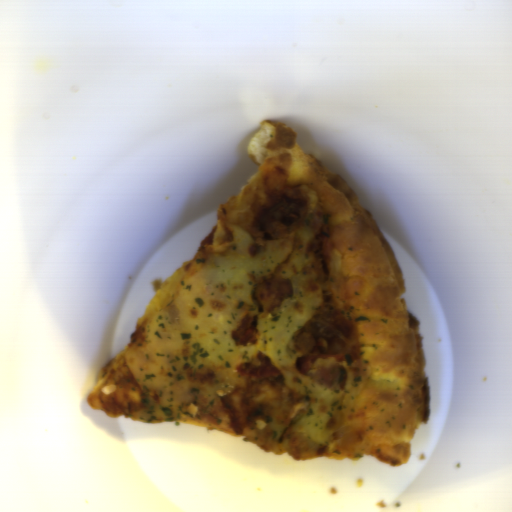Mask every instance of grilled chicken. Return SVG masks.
<instances>
[{"mask_svg":"<svg viewBox=\"0 0 512 512\" xmlns=\"http://www.w3.org/2000/svg\"><path fill=\"white\" fill-rule=\"evenodd\" d=\"M311 199L303 187L282 188L258 213L252 228L254 241L249 249L255 257L267 240L279 239L301 229L310 215Z\"/></svg>","mask_w":512,"mask_h":512,"instance_id":"3","label":"grilled chicken"},{"mask_svg":"<svg viewBox=\"0 0 512 512\" xmlns=\"http://www.w3.org/2000/svg\"><path fill=\"white\" fill-rule=\"evenodd\" d=\"M294 341L300 351L295 366L304 374L311 371L319 358L354 363L360 356L356 331L344 310L332 304L321 306L297 329Z\"/></svg>","mask_w":512,"mask_h":512,"instance_id":"1","label":"grilled chicken"},{"mask_svg":"<svg viewBox=\"0 0 512 512\" xmlns=\"http://www.w3.org/2000/svg\"><path fill=\"white\" fill-rule=\"evenodd\" d=\"M260 364L242 362L237 368L241 377H247L243 386L236 387L220 399L225 413L231 418L229 427L236 434H243L246 428L254 427L261 419L262 408L256 402L264 386H284L285 381L271 358L259 352Z\"/></svg>","mask_w":512,"mask_h":512,"instance_id":"2","label":"grilled chicken"},{"mask_svg":"<svg viewBox=\"0 0 512 512\" xmlns=\"http://www.w3.org/2000/svg\"><path fill=\"white\" fill-rule=\"evenodd\" d=\"M292 295V284L287 279H266L255 289V299L265 313L272 311Z\"/></svg>","mask_w":512,"mask_h":512,"instance_id":"4","label":"grilled chicken"},{"mask_svg":"<svg viewBox=\"0 0 512 512\" xmlns=\"http://www.w3.org/2000/svg\"><path fill=\"white\" fill-rule=\"evenodd\" d=\"M259 323L256 317H244L239 327L233 331L235 345H253L257 343Z\"/></svg>","mask_w":512,"mask_h":512,"instance_id":"5","label":"grilled chicken"}]
</instances>
